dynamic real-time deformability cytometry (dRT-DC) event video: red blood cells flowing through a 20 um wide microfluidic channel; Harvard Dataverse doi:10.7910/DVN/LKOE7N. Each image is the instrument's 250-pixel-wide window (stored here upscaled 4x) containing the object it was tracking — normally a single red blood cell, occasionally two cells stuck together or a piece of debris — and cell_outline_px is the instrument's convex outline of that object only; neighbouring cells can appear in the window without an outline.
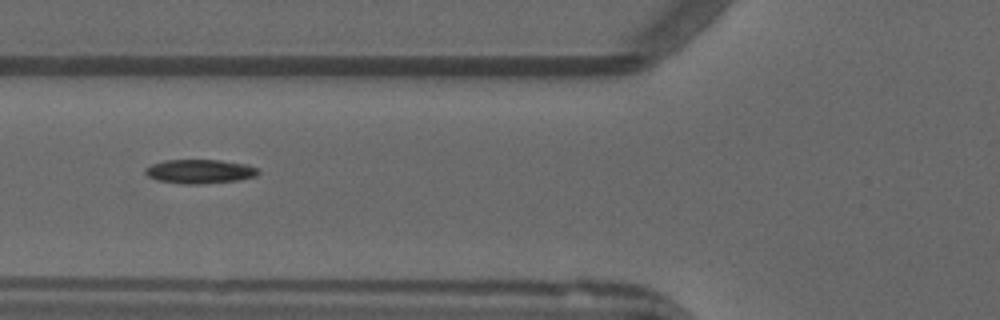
{"species": "common noctule bat (a hibernating species)", "species_latin": "Nyctalus noctula", "temperature_condition": "warm", "stored_images_in_passage": 36, "camera_frame_rate_fps": 3000, "um_per_image_px": 0.085, "animal": {"sex": "male", "forearm_length_mm": 52.5}, "frame": {"image": 1, "passage_image": 8, "time_ms": 2.333, "image_size_px": [1000, 320], "cell_outline_px": [[260, 172], [256, 176], [236, 180], [196, 184], [184, 184], [160, 180], [148, 176], [144, 172], [144, 168], [152, 164], [164, 160], [220, 160], [248, 164], [260, 168]], "centroid_in_image_um": [17.01, 14.55], "position_along_channel_um": 108.8, "area_um2": 15.78}}
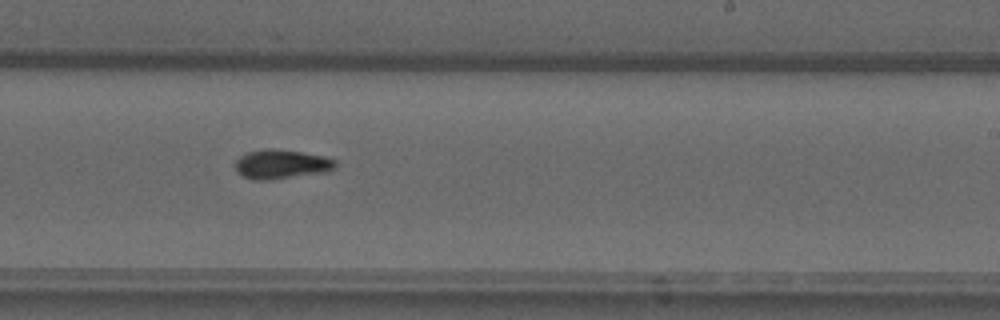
{"frame": {"image": 2, "passage_image": 20, "time_ms": 6.333, "image_size_px": [1000, 320], "cell_outline_px": [[336, 168], [324, 172], [268, 180], [252, 180], [236, 172], [236, 160], [240, 156], [248, 152], [264, 148], [272, 148], [304, 152], [324, 156], [336, 160]], "centroid_in_image_um": [23.91, 13.95], "position_along_channel_um": 265.1, "area_um2": 17.11}}
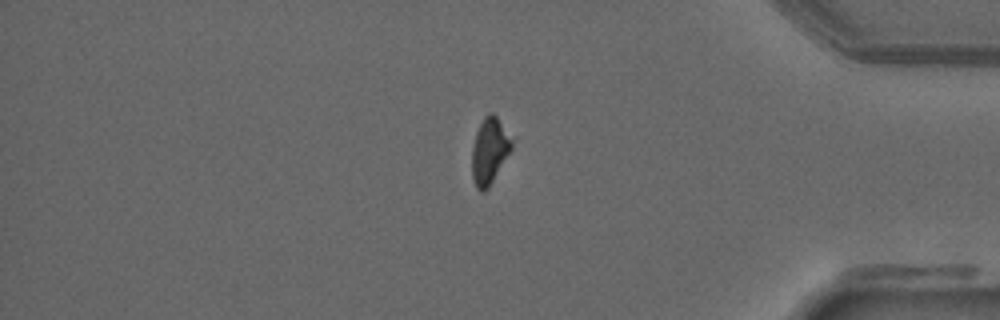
{"frame": {"image": 3, "passage_image": 32, "time_ms": 10.333, "image_size_px": [1000, 320], "cell_outline_px": [[516, 136], [512, 148], [488, 188], [484, 192], [480, 192], [476, 188], [472, 180], [472, 144], [476, 132], [484, 116], [488, 112], [492, 112]], "centroid_in_image_um": [41.64, 12.77], "position_along_channel_um": 393.6, "area_um2": 15.9}}